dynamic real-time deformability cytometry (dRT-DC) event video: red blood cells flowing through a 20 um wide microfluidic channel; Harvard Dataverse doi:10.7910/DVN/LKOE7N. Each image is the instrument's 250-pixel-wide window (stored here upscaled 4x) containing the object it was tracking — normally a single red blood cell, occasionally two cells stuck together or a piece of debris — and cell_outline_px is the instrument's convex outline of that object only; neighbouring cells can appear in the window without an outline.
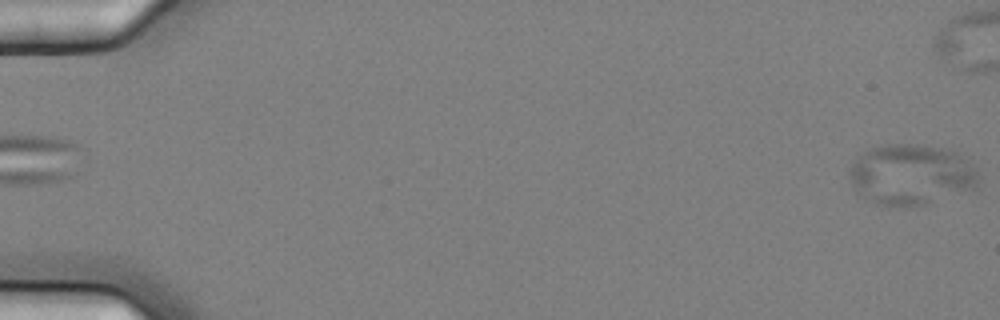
{"species": "common noctule bat (a hibernating species)", "species_latin": "Nyctalus noctula", "temperature_condition": "cold", "stored_images_in_passage": 3, "segment_of_instrument_passage": [2, 2], "camera_frame_rate_fps": 3000, "um_per_image_px": 0.085, "animal": {"sex": "female", "body_mass_g": 25.1}, "frame": {"image": 1, "passage_image": 3, "time_ms": 0.667, "image_size_px": [1000, 320], "cell_outline_px": [[980, 176], [972, 188], [924, 204], [904, 208], [888, 208], [856, 192], [848, 176], [848, 172], [856, 156], [872, 148], [888, 144], [912, 144], [940, 148], [956, 152], [968, 160], [976, 168]], "centroid_in_image_um": [77.4, 14.84], "position_along_channel_um": 7.6, "area_um2": 45.43}}